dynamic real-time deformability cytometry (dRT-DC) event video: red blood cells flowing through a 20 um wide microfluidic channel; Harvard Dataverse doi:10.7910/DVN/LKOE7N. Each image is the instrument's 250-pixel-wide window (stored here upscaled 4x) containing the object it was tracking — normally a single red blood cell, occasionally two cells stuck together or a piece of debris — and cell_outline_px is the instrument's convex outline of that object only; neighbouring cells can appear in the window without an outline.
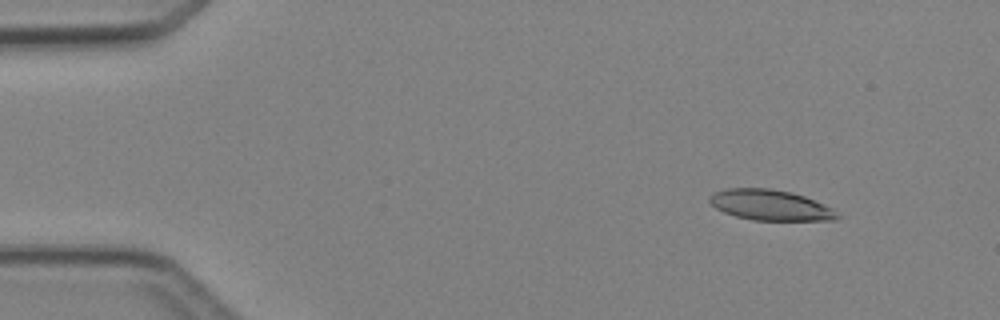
{"species": "Egyptian fruit bat (a non-hibernating species)", "species_latin": "Rousettus aegyptiacus", "temperature_condition": "cold", "stored_images_in_passage": 4, "camera_frame_rate_fps": 3000, "um_per_image_px": 0.085, "animal": {"sex": "female"}, "frame": {"image": 1, "passage_image": 2, "time_ms": 1.0, "image_size_px": [1000, 320], "cell_outline_px": [[840, 216], [836, 220], [752, 220], [736, 216], [724, 212], [716, 208], [708, 200], [712, 192], [728, 188], [768, 188], [792, 192], [804, 196], [824, 204], [832, 208]], "centroid_in_image_um": [65.47, 17.43], "position_along_channel_um": 19.5, "area_um2": 22.72}}
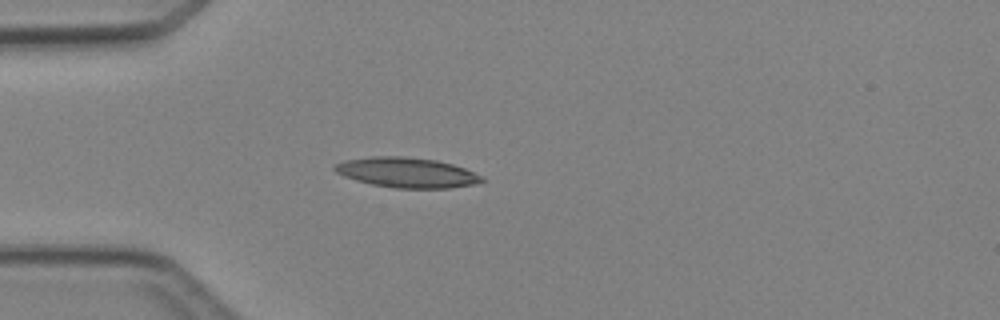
{"frame": {"image": 2, "passage_image": 4, "time_ms": 3.667, "image_size_px": [1000, 320], "cell_outline_px": [[488, 180], [472, 184], [448, 188], [396, 188], [372, 184], [356, 180], [344, 176], [336, 172], [332, 168], [336, 164], [344, 160], [372, 156], [404, 156], [436, 160], [452, 164], [464, 168], [484, 176]], "centroid_in_image_um": [34.59, 14.66], "position_along_channel_um": 50.4, "area_um2": 25.78}}